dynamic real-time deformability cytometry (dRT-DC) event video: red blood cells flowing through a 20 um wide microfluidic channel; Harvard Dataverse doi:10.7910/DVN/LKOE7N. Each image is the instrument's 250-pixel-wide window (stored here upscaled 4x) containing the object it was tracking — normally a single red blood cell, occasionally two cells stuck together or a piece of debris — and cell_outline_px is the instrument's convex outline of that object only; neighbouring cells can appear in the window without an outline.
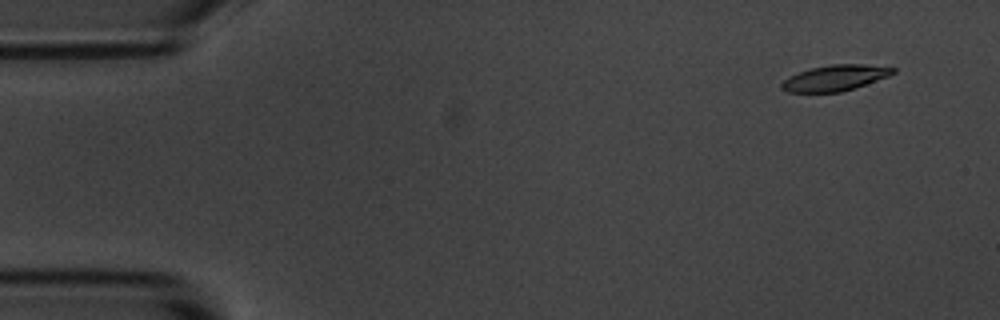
{"species": "common noctule bat (a hibernating species)", "species_latin": "Nyctalus noctula", "temperature_condition": "room temperature", "stored_images_in_passage": 4, "camera_frame_rate_fps": 3000, "um_per_image_px": 0.085, "animal": {"sex": "male", "body_mass_g": 20.1, "forearm_length_mm": 53.5}, "frame": {"image": 1, "passage_image": 1, "time_ms": 0.0, "image_size_px": [1000, 320], "cell_outline_px": [[896, 72], [888, 76], [856, 88], [840, 92], [788, 92], [780, 88], [780, 84], [788, 76], [812, 68], [832, 64], [864, 64], [896, 68]], "centroid_in_image_um": [70.98, 6.63], "position_along_channel_um": 14.0, "area_um2": 16.7}}